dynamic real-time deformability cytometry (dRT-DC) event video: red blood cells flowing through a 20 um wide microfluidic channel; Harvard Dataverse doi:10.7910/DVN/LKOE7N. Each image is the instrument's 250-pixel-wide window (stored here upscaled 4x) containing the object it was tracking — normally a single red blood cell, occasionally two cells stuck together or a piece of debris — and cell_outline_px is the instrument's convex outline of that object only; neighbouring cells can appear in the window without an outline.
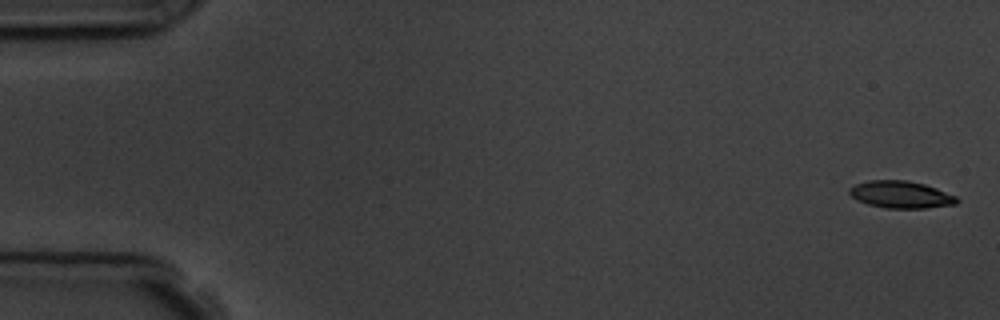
{"species": "common noctule bat (a hibernating species)", "species_latin": "Nyctalus noctula", "temperature_condition": "room temperature", "stored_images_in_passage": 5, "camera_frame_rate_fps": 3000, "um_per_image_px": 0.085, "animal": {"sex": "male", "body_mass_g": 19.5, "forearm_length_mm": 54.6}, "frame": {"image": 1, "passage_image": 1, "time_ms": 0.0, "image_size_px": [1000, 320], "cell_outline_px": [[960, 200], [956, 204], [924, 208], [884, 208], [868, 204], [856, 200], [848, 192], [848, 188], [856, 184], [868, 180], [908, 180], [924, 184], [936, 188], [956, 196]], "centroid_in_image_um": [76.55, 16.53], "position_along_channel_um": 8.4, "area_um2": 17.05}}
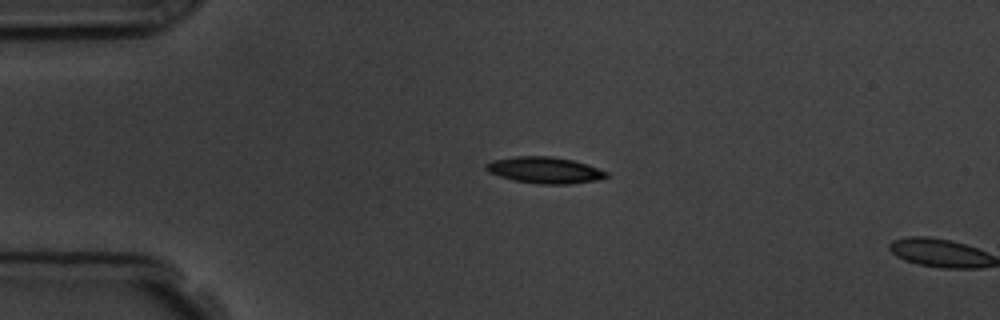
{"frame": {"image": 2, "passage_image": 4, "time_ms": 3.667, "image_size_px": [1000, 320], "cell_outline_px": [[608, 176], [596, 180], [572, 184], [540, 184], [516, 180], [500, 176], [488, 172], [484, 168], [484, 164], [492, 160], [516, 156], [548, 156], [572, 160], [588, 164], [608, 172]], "centroid_in_image_um": [46.29, 14.45], "position_along_channel_um": 38.7, "area_um2": 18.44}}